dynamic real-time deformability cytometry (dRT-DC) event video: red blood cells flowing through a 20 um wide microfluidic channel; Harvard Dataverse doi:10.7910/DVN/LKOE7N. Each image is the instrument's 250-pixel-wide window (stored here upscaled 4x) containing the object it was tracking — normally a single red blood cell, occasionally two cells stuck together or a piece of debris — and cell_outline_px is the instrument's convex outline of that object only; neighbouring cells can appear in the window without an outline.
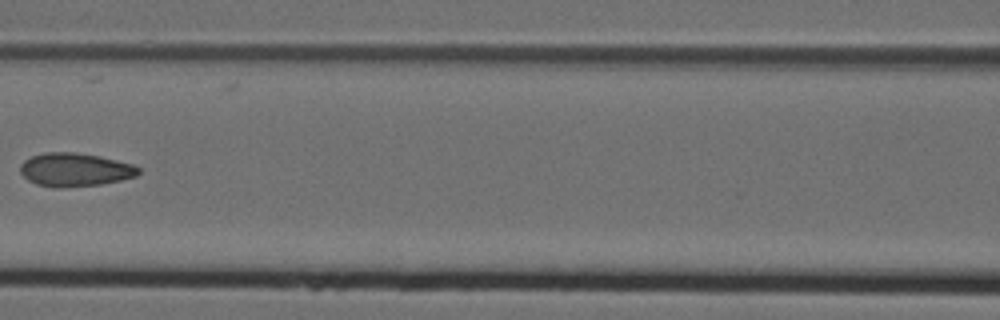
{"species": "Egyptian fruit bat (a non-hibernating species)", "species_latin": "Rousettus aegyptiacus", "temperature_condition": "cold", "stored_images_in_passage": 5, "camera_frame_rate_fps": 3000, "um_per_image_px": 0.085, "animal": {"sex": "female"}, "frame": {"image": 1, "passage_image": 5, "time_ms": 1.333, "image_size_px": [1000, 320], "cell_outline_px": [[140, 172], [136, 176], [120, 180], [100, 184], [60, 188], [56, 188], [36, 184], [28, 180], [20, 172], [20, 164], [24, 160], [32, 156], [44, 152], [76, 152], [100, 156], [132, 164], [140, 168]], "centroid_in_image_um": [6.35, 14.42], "position_along_channel_um": 160.3, "area_um2": 23.06}}